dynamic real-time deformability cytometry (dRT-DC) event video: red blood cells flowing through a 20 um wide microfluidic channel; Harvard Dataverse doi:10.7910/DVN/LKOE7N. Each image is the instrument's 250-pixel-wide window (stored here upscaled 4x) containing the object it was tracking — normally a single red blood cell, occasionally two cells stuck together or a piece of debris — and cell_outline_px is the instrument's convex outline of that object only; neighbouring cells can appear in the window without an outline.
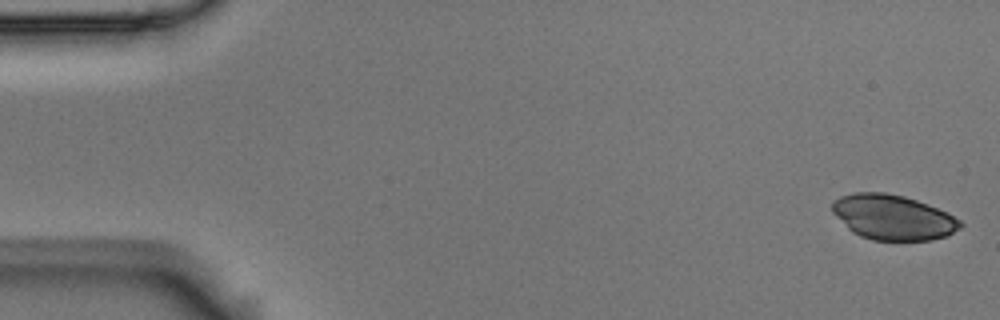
{"species": "Egyptian fruit bat (a non-hibernating species)", "species_latin": "Rousettus aegyptiacus", "temperature_condition": "room temperature", "stored_images_in_passage": 12, "camera_frame_rate_fps": 3000, "um_per_image_px": 0.085, "animal": {"sex": "male"}, "frame": {"image": 1, "passage_image": 1, "time_ms": 0.0, "image_size_px": [1000, 320], "cell_outline_px": [[964, 224], [960, 228], [948, 236], [932, 240], [872, 240], [860, 236], [852, 232], [832, 212], [832, 200], [840, 196], [852, 192], [884, 192], [904, 196], [928, 204], [948, 212], [960, 220]], "centroid_in_image_um": [75.91, 18.46], "position_along_channel_um": 9.1, "area_um2": 33.87}}